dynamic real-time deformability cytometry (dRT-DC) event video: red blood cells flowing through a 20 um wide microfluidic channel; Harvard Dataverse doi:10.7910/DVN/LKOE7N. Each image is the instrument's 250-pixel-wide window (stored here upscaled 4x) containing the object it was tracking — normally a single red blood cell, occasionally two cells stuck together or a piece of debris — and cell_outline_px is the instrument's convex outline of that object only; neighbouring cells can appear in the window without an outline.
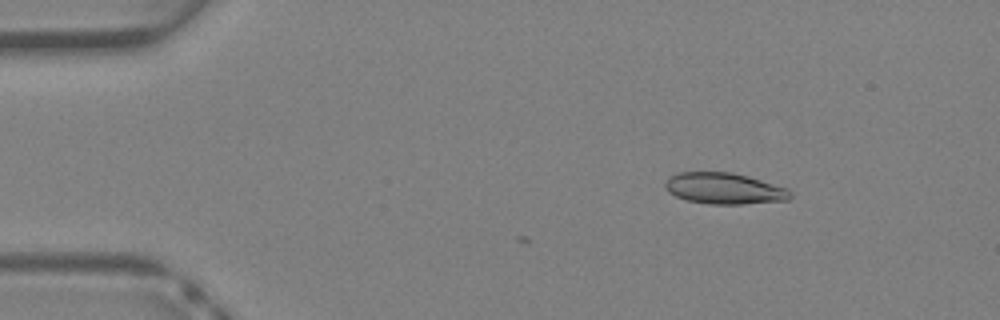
{"species": "Egyptian fruit bat (a non-hibernating species)", "species_latin": "Rousettus aegyptiacus", "temperature_condition": "warm", "stored_images_in_passage": 4, "camera_frame_rate_fps": 3000, "um_per_image_px": 0.085, "animal": {"sex": "female"}, "frame": {"image": 1, "passage_image": 4, "time_ms": 1.0, "image_size_px": [1000, 320], "cell_outline_px": [[792, 196], [788, 200], [744, 204], [712, 204], [688, 200], [676, 196], [668, 192], [664, 188], [664, 184], [676, 172], [732, 172], [748, 176], [788, 188], [792, 192]], "centroid_in_image_um": [61.59, 16.02], "position_along_channel_um": 23.4, "area_um2": 22.77}}